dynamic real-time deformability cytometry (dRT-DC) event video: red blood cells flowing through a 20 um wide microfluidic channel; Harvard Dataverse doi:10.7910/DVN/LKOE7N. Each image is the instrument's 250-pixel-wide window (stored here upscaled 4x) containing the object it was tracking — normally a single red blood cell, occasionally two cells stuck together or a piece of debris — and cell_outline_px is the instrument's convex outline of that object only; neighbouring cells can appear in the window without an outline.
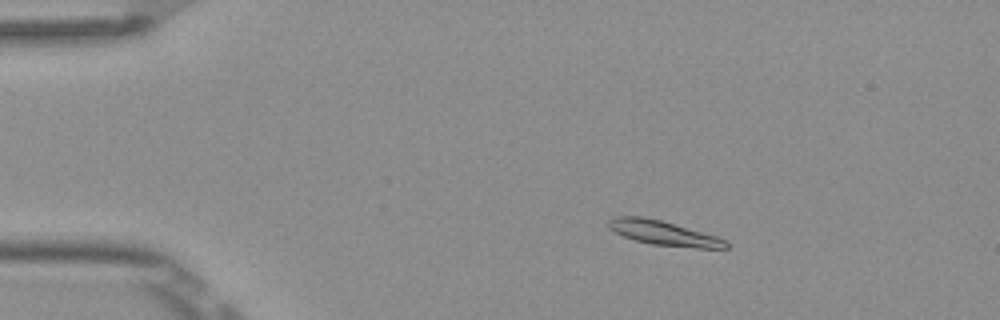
{"species": "Egyptian fruit bat (a non-hibernating species)", "species_latin": "Rousettus aegyptiacus", "temperature_condition": "room temperature", "stored_images_in_passage": 4, "camera_frame_rate_fps": 3000, "um_per_image_px": 0.085, "frame": {"image": 1, "passage_image": 2, "time_ms": 0.333, "image_size_px": [1000, 320], "cell_outline_px": [[728, 248], [696, 248], [652, 244], [636, 240], [624, 236], [608, 228], [608, 220], [616, 216], [644, 216], [660, 220], [716, 236], [728, 240]], "centroid_in_image_um": [56.41, 19.8], "position_along_channel_um": 28.6, "area_um2": 16.59}}
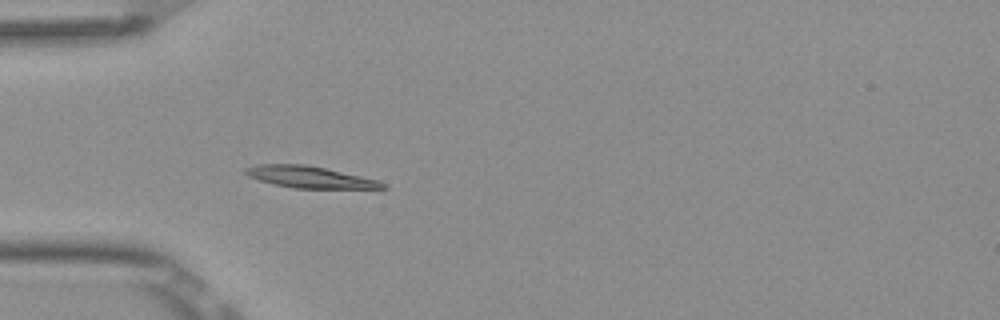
{"frame": {"image": 2, "passage_image": 4, "time_ms": 1.0, "image_size_px": [1000, 320], "cell_outline_px": [[388, 188], [296, 188], [276, 184], [260, 180], [248, 176], [244, 172], [244, 168], [256, 164], [304, 164], [324, 168], [360, 176], [376, 180], [384, 184]], "centroid_in_image_um": [26.26, 15.04], "position_along_channel_um": 58.7, "area_um2": 16.88}}